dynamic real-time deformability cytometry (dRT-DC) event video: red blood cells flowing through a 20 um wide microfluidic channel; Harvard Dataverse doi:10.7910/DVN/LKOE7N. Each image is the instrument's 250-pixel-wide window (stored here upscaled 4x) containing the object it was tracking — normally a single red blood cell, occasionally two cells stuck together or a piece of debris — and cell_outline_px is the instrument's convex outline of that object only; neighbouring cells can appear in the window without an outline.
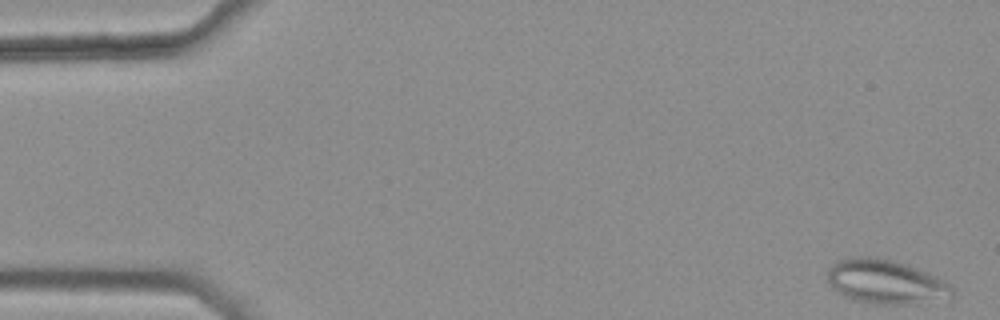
{"species": "common noctule bat (a hibernating species)", "species_latin": "Nyctalus noctula", "temperature_condition": "warm", "stored_images_in_passage": 44, "camera_frame_rate_fps": 3000, "um_per_image_px": 0.085, "animal": {"sex": "female", "body_mass_g": 25.1}, "frame": {"image": 1, "passage_image": 1, "time_ms": 0.0, "image_size_px": [1000, 320], "cell_outline_px": [[952, 296], [912, 304], [872, 304], [852, 300], [836, 292], [832, 288], [828, 280], [828, 268], [836, 260], [860, 256], [872, 256], [892, 260], [908, 264], [936, 276], [944, 280], [952, 288]], "centroid_in_image_um": [75.22, 23.94], "position_along_channel_um": 9.8, "area_um2": 32.14}}
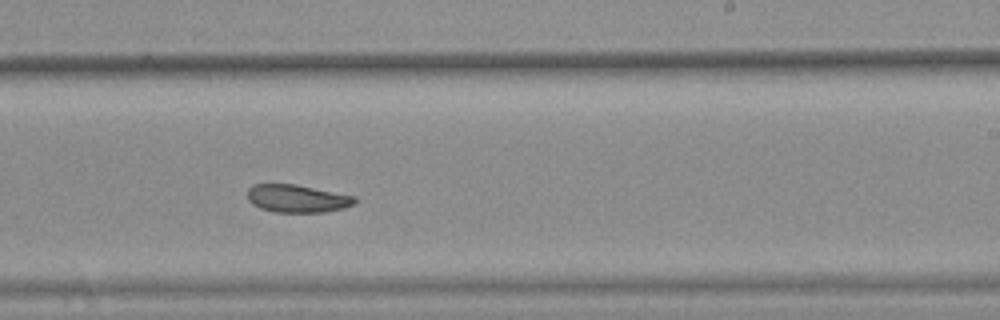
{"frame": {"image": 2, "passage_image": 32, "time_ms": 10.333, "image_size_px": [1000, 320], "cell_outline_px": [[356, 204], [344, 208], [328, 212], [276, 212], [260, 208], [252, 204], [248, 200], [248, 188], [252, 184], [296, 184], [356, 196]], "centroid_in_image_um": [25.29, 16.87], "position_along_channel_um": 263.7, "area_um2": 17.57}}
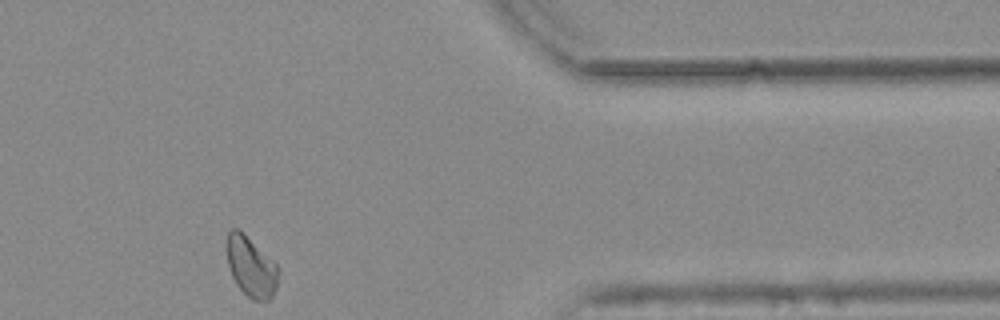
{"frame": {"image": 3, "passage_image": 44, "time_ms": 14.333, "image_size_px": [1000, 320], "cell_outline_px": [[276, 288], [272, 296], [268, 300], [252, 300], [236, 284], [232, 276], [228, 264], [228, 232], [232, 228], [240, 228], [276, 264]], "centroid_in_image_um": [21.32, 22.65], "position_along_channel_um": 390.1, "area_um2": 17.57}, "authors_computed_cell_mechanics": {"area_um2": 19.0162, "velocity_mm_per_s": 3.7236, "shape_relaxation_time_tau1_ms": null, "shape_relaxation_time_tau2_ms": 4.2509, "deformation_change_tau1": null, "deformation_change_tau2": 0.0939}}